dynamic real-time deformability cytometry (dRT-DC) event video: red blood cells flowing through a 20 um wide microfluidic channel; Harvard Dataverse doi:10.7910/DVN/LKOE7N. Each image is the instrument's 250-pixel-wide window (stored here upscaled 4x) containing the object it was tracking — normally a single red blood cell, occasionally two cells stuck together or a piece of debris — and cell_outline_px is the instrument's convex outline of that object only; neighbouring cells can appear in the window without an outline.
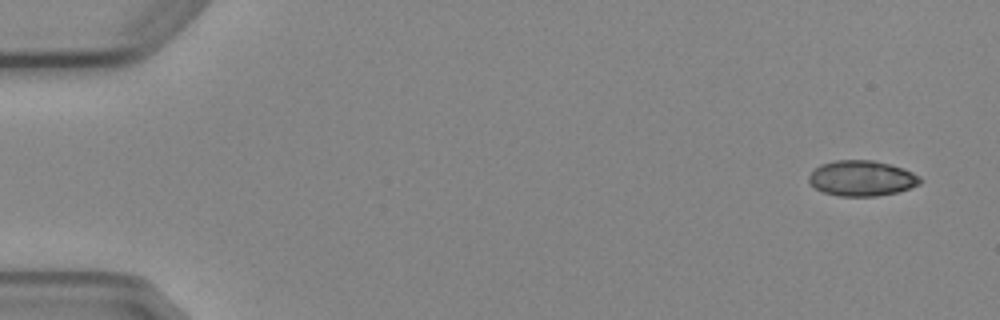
{"species": "Egyptian fruit bat (a non-hibernating species)", "species_latin": "Rousettus aegyptiacus", "temperature_condition": "cold", "stored_images_in_passage": 6, "camera_frame_rate_fps": 3000, "um_per_image_px": 0.085, "animal": {"sex": "female"}, "frame": {"image": 1, "passage_image": 1, "time_ms": 0.0, "image_size_px": [1000, 320], "cell_outline_px": [[920, 184], [896, 192], [876, 196], [840, 196], [824, 192], [808, 184], [808, 176], [820, 164], [836, 160], [872, 160], [892, 164], [904, 168], [920, 176]], "centroid_in_image_um": [73.23, 15.14], "position_along_channel_um": 11.8, "area_um2": 23.0}}
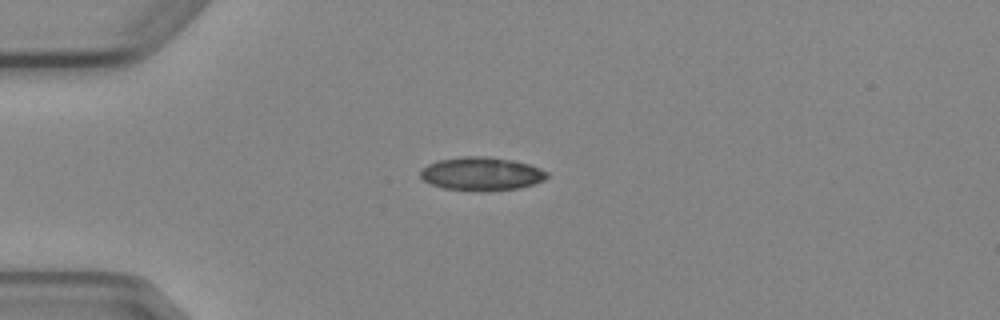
{"frame": {"image": 2, "passage_image": 4, "time_ms": 3.667, "image_size_px": [1000, 320], "cell_outline_px": [[548, 176], [544, 180], [520, 188], [484, 192], [476, 192], [444, 188], [432, 184], [424, 180], [420, 176], [420, 172], [428, 164], [440, 160], [464, 156], [484, 156], [512, 160], [528, 164], [540, 168], [548, 172]], "centroid_in_image_um": [40.95, 14.79], "position_along_channel_um": 44.1, "area_um2": 24.68}}
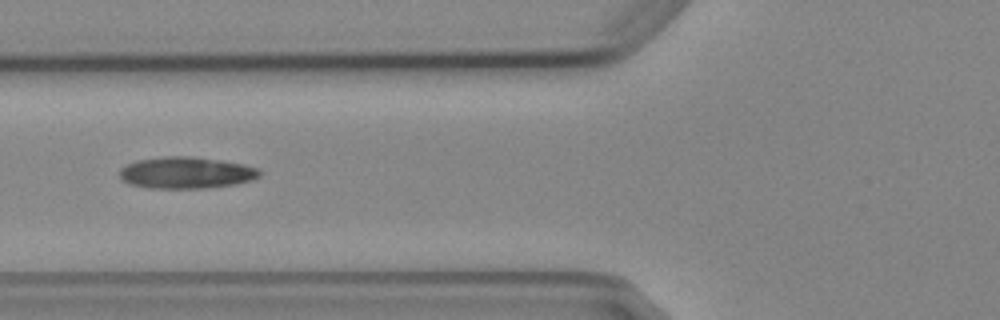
{"frame": {"image": 3, "passage_image": 6, "time_ms": 6.0, "image_size_px": [1000, 320], "cell_outline_px": [[260, 176], [252, 180], [236, 184], [204, 188], [148, 188], [132, 184], [120, 180], [120, 168], [136, 160], [164, 156], [188, 156], [220, 160], [244, 164], [260, 168]], "centroid_in_image_um": [15.83, 14.68], "position_along_channel_um": 110.0, "area_um2": 25.89}}